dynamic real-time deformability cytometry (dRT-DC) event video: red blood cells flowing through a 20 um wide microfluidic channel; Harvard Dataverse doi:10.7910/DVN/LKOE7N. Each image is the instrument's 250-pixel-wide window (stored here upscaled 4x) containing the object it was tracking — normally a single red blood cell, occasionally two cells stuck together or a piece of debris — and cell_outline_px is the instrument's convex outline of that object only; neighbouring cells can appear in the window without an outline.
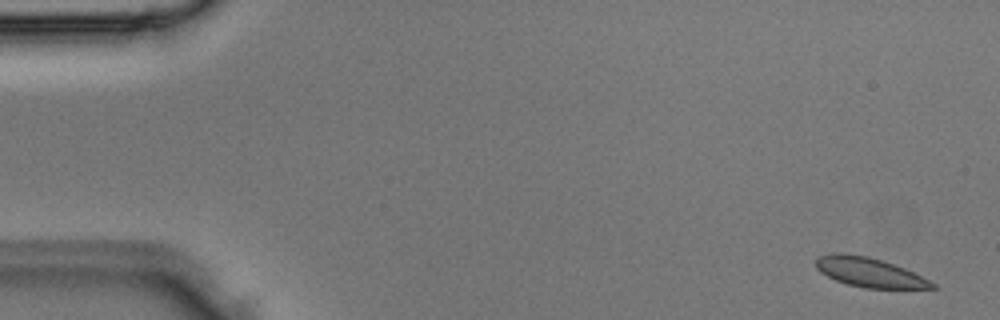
{"species": "Egyptian fruit bat (a non-hibernating species)", "species_latin": "Rousettus aegyptiacus", "temperature_condition": "room temperature", "stored_images_in_passage": 5, "camera_frame_rate_fps": 3000, "um_per_image_px": 0.085, "animal": {"sex": "male"}, "frame": {"image": 1, "passage_image": 1, "time_ms": 0.0, "image_size_px": [1000, 320], "cell_outline_px": [[940, 288], [864, 288], [848, 284], [836, 280], [820, 272], [816, 268], [816, 256], [832, 252], [844, 252], [868, 256], [904, 268], [936, 284]], "centroid_in_image_um": [73.83, 23.13], "position_along_channel_um": 11.2, "area_um2": 19.88}}